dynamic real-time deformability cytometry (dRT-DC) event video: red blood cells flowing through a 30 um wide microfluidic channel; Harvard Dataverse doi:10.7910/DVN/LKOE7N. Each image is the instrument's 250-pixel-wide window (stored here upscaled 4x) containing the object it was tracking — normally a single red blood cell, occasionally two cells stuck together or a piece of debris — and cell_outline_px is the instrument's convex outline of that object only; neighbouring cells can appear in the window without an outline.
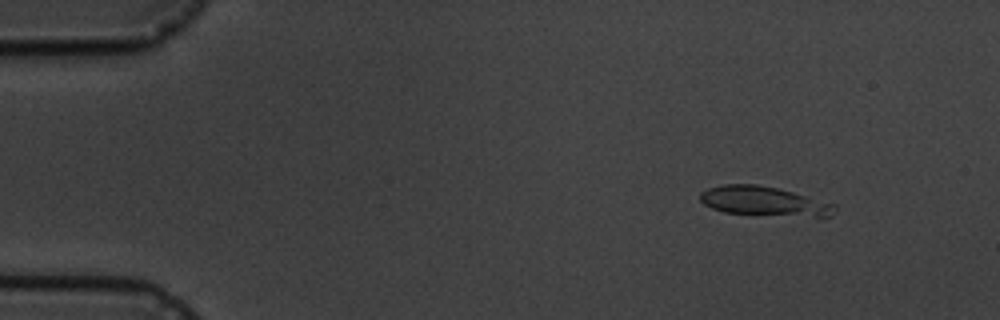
{"species": "common noctule bat (a hibernating species)", "species_latin": "Nyctalus noctula", "temperature_condition": "cold", "stored_images_in_passage": 5, "camera_frame_rate_fps": 3000, "um_per_image_px": 0.085, "animal": {"sex": "male", "body_mass_g": 19.5, "forearm_length_mm": 54.6}, "frame": {"image": 1, "passage_image": 1, "time_ms": 0.0, "image_size_px": [1000, 320], "cell_outline_px": [[836, 208], [832, 216], [820, 220], [724, 212], [712, 208], [704, 204], [700, 200], [700, 192], [708, 188], [724, 184], [756, 184], [776, 188], [792, 192], [836, 204]], "centroid_in_image_um": [65.06, 17.16], "position_along_channel_um": 19.9, "area_um2": 23.99}}